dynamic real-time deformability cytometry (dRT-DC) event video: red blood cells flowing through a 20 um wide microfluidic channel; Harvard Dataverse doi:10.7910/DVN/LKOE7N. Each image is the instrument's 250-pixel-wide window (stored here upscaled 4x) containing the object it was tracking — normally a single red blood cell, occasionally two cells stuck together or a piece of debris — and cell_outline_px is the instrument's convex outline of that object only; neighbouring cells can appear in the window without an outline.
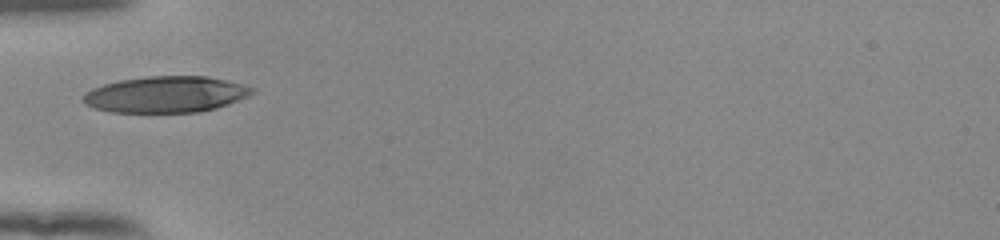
{"species": "human", "species_latin": "Homo sapiens", "temperature_condition": "room temperature", "stored_images_in_passage": 28, "camera_frame_rate_fps": 3000, "um_per_image_px": 0.085, "donor": {"sex": "female"}, "frame": {"image": 1, "passage_image": 1, "time_ms": 0.0, "image_size_px": [1000, 240], "cell_outline_px": [[256, 92], [248, 96], [228, 104], [216, 108], [200, 112], [112, 112], [96, 108], [84, 104], [84, 92], [92, 88], [104, 84], [120, 80], [148, 76], [204, 76], [224, 80], [256, 88]], "centroid_in_image_um": [14.1, 8.02], "position_along_channel_um": 70.9, "area_um2": 35.55}}
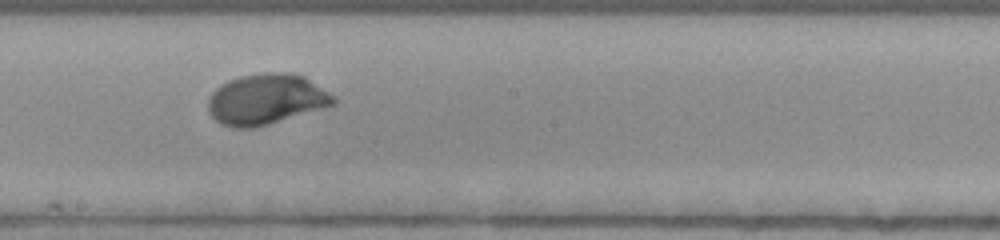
{"frame": {"image": 2, "passage_image": 13, "time_ms": 4.0, "image_size_px": [1000, 240], "cell_outline_px": [[336, 104], [256, 128], [232, 128], [220, 124], [208, 112], [208, 100], [212, 92], [220, 84], [228, 80], [240, 76], [264, 72], [288, 72], [304, 76], [328, 92], [336, 100]], "centroid_in_image_um": [22.58, 8.44], "position_along_channel_um": 225.6, "area_um2": 37.05}}
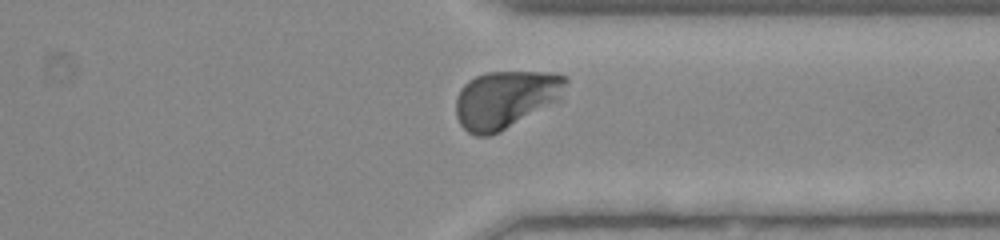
{"frame": {"image": 3, "passage_image": 24, "time_ms": 7.667, "image_size_px": [1000, 240], "cell_outline_px": [[568, 80], [560, 100], [500, 132], [488, 136], [476, 136], [468, 132], [460, 124], [456, 116], [456, 96], [460, 88], [468, 80], [476, 76], [488, 72], [552, 72], [568, 76]], "centroid_in_image_um": [42.98, 8.44], "position_along_channel_um": 368.4, "area_um2": 37.22}, "authors_computed_cell_mechanics": {"area_um2": 36.3273, "velocity_mm_per_s": 3.8765, "shape_relaxation_time_tau1_ms": 2.9594, "shape_relaxation_time_tau2_ms": null, "deformation_change_tau1": 0.2081, "deformation_change_tau2": null}}